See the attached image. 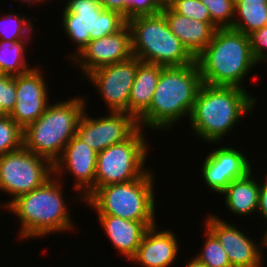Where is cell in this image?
Instances as JSON below:
<instances>
[{"mask_svg":"<svg viewBox=\"0 0 267 267\" xmlns=\"http://www.w3.org/2000/svg\"><path fill=\"white\" fill-rule=\"evenodd\" d=\"M250 95L239 87L202 84L189 116L193 134L205 143H220L254 111L257 98Z\"/></svg>","mask_w":267,"mask_h":267,"instance_id":"obj_1","label":"cell"},{"mask_svg":"<svg viewBox=\"0 0 267 267\" xmlns=\"http://www.w3.org/2000/svg\"><path fill=\"white\" fill-rule=\"evenodd\" d=\"M206 217L208 218L205 219L204 228H207L217 238L228 255L231 267L263 266L264 255L261 249L267 248L265 232L262 234L264 236L260 239L259 245L256 240L250 239L248 235L239 230L236 224H229L227 220L224 221L215 214H209Z\"/></svg>","mask_w":267,"mask_h":267,"instance_id":"obj_11","label":"cell"},{"mask_svg":"<svg viewBox=\"0 0 267 267\" xmlns=\"http://www.w3.org/2000/svg\"><path fill=\"white\" fill-rule=\"evenodd\" d=\"M25 18V14L23 15L22 13L16 14L12 12L4 14V16L0 18V40H30L32 35L30 36L29 34L34 32L35 26H33V18ZM6 27H8L10 30Z\"/></svg>","mask_w":267,"mask_h":267,"instance_id":"obj_25","label":"cell"},{"mask_svg":"<svg viewBox=\"0 0 267 267\" xmlns=\"http://www.w3.org/2000/svg\"><path fill=\"white\" fill-rule=\"evenodd\" d=\"M86 100L77 95L70 100L49 103L44 113L23 130V146L54 164L76 135L80 119L87 110Z\"/></svg>","mask_w":267,"mask_h":267,"instance_id":"obj_5","label":"cell"},{"mask_svg":"<svg viewBox=\"0 0 267 267\" xmlns=\"http://www.w3.org/2000/svg\"><path fill=\"white\" fill-rule=\"evenodd\" d=\"M23 147V129L9 116H0V156Z\"/></svg>","mask_w":267,"mask_h":267,"instance_id":"obj_27","label":"cell"},{"mask_svg":"<svg viewBox=\"0 0 267 267\" xmlns=\"http://www.w3.org/2000/svg\"><path fill=\"white\" fill-rule=\"evenodd\" d=\"M15 1V0H14ZM16 1H19V0H16ZM48 0H20L19 2H23V3H25V4H28L27 5V7L28 6H33V4H37V2L40 4V3H44V2H47ZM28 2V3H27ZM29 3H31L30 5H29Z\"/></svg>","mask_w":267,"mask_h":267,"instance_id":"obj_37","label":"cell"},{"mask_svg":"<svg viewBox=\"0 0 267 267\" xmlns=\"http://www.w3.org/2000/svg\"><path fill=\"white\" fill-rule=\"evenodd\" d=\"M185 267H207L201 261H199L195 256L192 258Z\"/></svg>","mask_w":267,"mask_h":267,"instance_id":"obj_36","label":"cell"},{"mask_svg":"<svg viewBox=\"0 0 267 267\" xmlns=\"http://www.w3.org/2000/svg\"><path fill=\"white\" fill-rule=\"evenodd\" d=\"M98 220L104 234L108 236L117 252L129 261L136 255L147 229L156 222H138L126 220L114 215L98 214Z\"/></svg>","mask_w":267,"mask_h":267,"instance_id":"obj_19","label":"cell"},{"mask_svg":"<svg viewBox=\"0 0 267 267\" xmlns=\"http://www.w3.org/2000/svg\"><path fill=\"white\" fill-rule=\"evenodd\" d=\"M265 26H267V0H235L233 29L249 36Z\"/></svg>","mask_w":267,"mask_h":267,"instance_id":"obj_23","label":"cell"},{"mask_svg":"<svg viewBox=\"0 0 267 267\" xmlns=\"http://www.w3.org/2000/svg\"><path fill=\"white\" fill-rule=\"evenodd\" d=\"M265 236H266V239H267V228H266V231H265Z\"/></svg>","mask_w":267,"mask_h":267,"instance_id":"obj_39","label":"cell"},{"mask_svg":"<svg viewBox=\"0 0 267 267\" xmlns=\"http://www.w3.org/2000/svg\"><path fill=\"white\" fill-rule=\"evenodd\" d=\"M28 41L31 42V40H0V74L22 75L34 68L29 66L26 59Z\"/></svg>","mask_w":267,"mask_h":267,"instance_id":"obj_24","label":"cell"},{"mask_svg":"<svg viewBox=\"0 0 267 267\" xmlns=\"http://www.w3.org/2000/svg\"><path fill=\"white\" fill-rule=\"evenodd\" d=\"M16 99L15 76L0 74V116L12 112Z\"/></svg>","mask_w":267,"mask_h":267,"instance_id":"obj_30","label":"cell"},{"mask_svg":"<svg viewBox=\"0 0 267 267\" xmlns=\"http://www.w3.org/2000/svg\"><path fill=\"white\" fill-rule=\"evenodd\" d=\"M53 175V164L24 146L0 156V191L12 197L1 208L7 210L14 199L43 185Z\"/></svg>","mask_w":267,"mask_h":267,"instance_id":"obj_10","label":"cell"},{"mask_svg":"<svg viewBox=\"0 0 267 267\" xmlns=\"http://www.w3.org/2000/svg\"><path fill=\"white\" fill-rule=\"evenodd\" d=\"M176 0H154V2L156 3V5L161 9H167V8H171Z\"/></svg>","mask_w":267,"mask_h":267,"instance_id":"obj_35","label":"cell"},{"mask_svg":"<svg viewBox=\"0 0 267 267\" xmlns=\"http://www.w3.org/2000/svg\"><path fill=\"white\" fill-rule=\"evenodd\" d=\"M152 169L126 183L96 187L84 203L97 214L114 215L138 222H156V201Z\"/></svg>","mask_w":267,"mask_h":267,"instance_id":"obj_6","label":"cell"},{"mask_svg":"<svg viewBox=\"0 0 267 267\" xmlns=\"http://www.w3.org/2000/svg\"><path fill=\"white\" fill-rule=\"evenodd\" d=\"M208 9L217 28H232L235 18V0H200Z\"/></svg>","mask_w":267,"mask_h":267,"instance_id":"obj_28","label":"cell"},{"mask_svg":"<svg viewBox=\"0 0 267 267\" xmlns=\"http://www.w3.org/2000/svg\"><path fill=\"white\" fill-rule=\"evenodd\" d=\"M126 23L119 12L104 9L98 0H68L63 8L62 29L77 46V52L69 53L70 61L90 40L114 34Z\"/></svg>","mask_w":267,"mask_h":267,"instance_id":"obj_9","label":"cell"},{"mask_svg":"<svg viewBox=\"0 0 267 267\" xmlns=\"http://www.w3.org/2000/svg\"><path fill=\"white\" fill-rule=\"evenodd\" d=\"M260 190H259V199H258V214L262 215L261 217L267 220V182L264 180L261 181ZM267 223V221H266Z\"/></svg>","mask_w":267,"mask_h":267,"instance_id":"obj_33","label":"cell"},{"mask_svg":"<svg viewBox=\"0 0 267 267\" xmlns=\"http://www.w3.org/2000/svg\"><path fill=\"white\" fill-rule=\"evenodd\" d=\"M96 161L97 152L75 135L66 144L60 158L53 164L54 175L60 179L63 177V171L72 174L71 177H75L72 189L78 191L79 195L75 198L84 202V199L94 190Z\"/></svg>","mask_w":267,"mask_h":267,"instance_id":"obj_14","label":"cell"},{"mask_svg":"<svg viewBox=\"0 0 267 267\" xmlns=\"http://www.w3.org/2000/svg\"><path fill=\"white\" fill-rule=\"evenodd\" d=\"M143 130L138 127L126 140L97 153L94 189L135 180L149 170L145 163L150 147Z\"/></svg>","mask_w":267,"mask_h":267,"instance_id":"obj_8","label":"cell"},{"mask_svg":"<svg viewBox=\"0 0 267 267\" xmlns=\"http://www.w3.org/2000/svg\"><path fill=\"white\" fill-rule=\"evenodd\" d=\"M205 230L202 251L195 257L207 267H231L228 255L217 238L207 228Z\"/></svg>","mask_w":267,"mask_h":267,"instance_id":"obj_26","label":"cell"},{"mask_svg":"<svg viewBox=\"0 0 267 267\" xmlns=\"http://www.w3.org/2000/svg\"><path fill=\"white\" fill-rule=\"evenodd\" d=\"M40 66L29 72L16 75V103L9 116L24 130L36 121L48 106L49 91Z\"/></svg>","mask_w":267,"mask_h":267,"instance_id":"obj_16","label":"cell"},{"mask_svg":"<svg viewBox=\"0 0 267 267\" xmlns=\"http://www.w3.org/2000/svg\"><path fill=\"white\" fill-rule=\"evenodd\" d=\"M173 35L179 39L188 52L196 59L212 41L217 27L213 23H206L189 19L172 8L161 11Z\"/></svg>","mask_w":267,"mask_h":267,"instance_id":"obj_20","label":"cell"},{"mask_svg":"<svg viewBox=\"0 0 267 267\" xmlns=\"http://www.w3.org/2000/svg\"><path fill=\"white\" fill-rule=\"evenodd\" d=\"M196 61L203 84L242 89L248 73L259 66L252 55L249 36L233 28H217Z\"/></svg>","mask_w":267,"mask_h":267,"instance_id":"obj_3","label":"cell"},{"mask_svg":"<svg viewBox=\"0 0 267 267\" xmlns=\"http://www.w3.org/2000/svg\"><path fill=\"white\" fill-rule=\"evenodd\" d=\"M108 113L106 116L93 118L85 110L76 132L97 153L126 140L139 127L131 114L112 111Z\"/></svg>","mask_w":267,"mask_h":267,"instance_id":"obj_13","label":"cell"},{"mask_svg":"<svg viewBox=\"0 0 267 267\" xmlns=\"http://www.w3.org/2000/svg\"><path fill=\"white\" fill-rule=\"evenodd\" d=\"M104 9L119 12L124 17V0H98Z\"/></svg>","mask_w":267,"mask_h":267,"instance_id":"obj_34","label":"cell"},{"mask_svg":"<svg viewBox=\"0 0 267 267\" xmlns=\"http://www.w3.org/2000/svg\"><path fill=\"white\" fill-rule=\"evenodd\" d=\"M161 11L154 0H124V19L126 21L136 16L155 15Z\"/></svg>","mask_w":267,"mask_h":267,"instance_id":"obj_31","label":"cell"},{"mask_svg":"<svg viewBox=\"0 0 267 267\" xmlns=\"http://www.w3.org/2000/svg\"><path fill=\"white\" fill-rule=\"evenodd\" d=\"M249 161L243 151L234 147H216L207 154L201 165L205 185L220 195L232 181L244 177L253 169Z\"/></svg>","mask_w":267,"mask_h":267,"instance_id":"obj_17","label":"cell"},{"mask_svg":"<svg viewBox=\"0 0 267 267\" xmlns=\"http://www.w3.org/2000/svg\"><path fill=\"white\" fill-rule=\"evenodd\" d=\"M138 58L129 59L101 67L86 77L96 86L109 111L128 113V101L137 72Z\"/></svg>","mask_w":267,"mask_h":267,"instance_id":"obj_12","label":"cell"},{"mask_svg":"<svg viewBox=\"0 0 267 267\" xmlns=\"http://www.w3.org/2000/svg\"><path fill=\"white\" fill-rule=\"evenodd\" d=\"M171 8L189 19L212 23L208 9L200 0H176Z\"/></svg>","mask_w":267,"mask_h":267,"instance_id":"obj_29","label":"cell"},{"mask_svg":"<svg viewBox=\"0 0 267 267\" xmlns=\"http://www.w3.org/2000/svg\"><path fill=\"white\" fill-rule=\"evenodd\" d=\"M252 55L257 64L267 63V26L249 35Z\"/></svg>","mask_w":267,"mask_h":267,"instance_id":"obj_32","label":"cell"},{"mask_svg":"<svg viewBox=\"0 0 267 267\" xmlns=\"http://www.w3.org/2000/svg\"><path fill=\"white\" fill-rule=\"evenodd\" d=\"M160 73L161 65L138 59L137 72L128 101V114L136 120L149 108Z\"/></svg>","mask_w":267,"mask_h":267,"instance_id":"obj_22","label":"cell"},{"mask_svg":"<svg viewBox=\"0 0 267 267\" xmlns=\"http://www.w3.org/2000/svg\"><path fill=\"white\" fill-rule=\"evenodd\" d=\"M63 183L55 175L43 185L14 199L8 211L21 222L20 239L41 238L48 234L75 229L74 221L63 199ZM67 205V206H66Z\"/></svg>","mask_w":267,"mask_h":267,"instance_id":"obj_4","label":"cell"},{"mask_svg":"<svg viewBox=\"0 0 267 267\" xmlns=\"http://www.w3.org/2000/svg\"><path fill=\"white\" fill-rule=\"evenodd\" d=\"M131 56V31L126 23L114 34L90 40L71 62L74 61L86 77L94 70L127 60Z\"/></svg>","mask_w":267,"mask_h":267,"instance_id":"obj_15","label":"cell"},{"mask_svg":"<svg viewBox=\"0 0 267 267\" xmlns=\"http://www.w3.org/2000/svg\"><path fill=\"white\" fill-rule=\"evenodd\" d=\"M127 24L131 31L132 55L140 61L164 67L184 66L196 61L173 35L161 12L133 17Z\"/></svg>","mask_w":267,"mask_h":267,"instance_id":"obj_7","label":"cell"},{"mask_svg":"<svg viewBox=\"0 0 267 267\" xmlns=\"http://www.w3.org/2000/svg\"><path fill=\"white\" fill-rule=\"evenodd\" d=\"M262 179H264L267 182V171H266V174H264Z\"/></svg>","mask_w":267,"mask_h":267,"instance_id":"obj_38","label":"cell"},{"mask_svg":"<svg viewBox=\"0 0 267 267\" xmlns=\"http://www.w3.org/2000/svg\"><path fill=\"white\" fill-rule=\"evenodd\" d=\"M202 84L197 61L184 66H161L152 102L137 119L138 126L157 132L183 122L184 116L189 118Z\"/></svg>","mask_w":267,"mask_h":267,"instance_id":"obj_2","label":"cell"},{"mask_svg":"<svg viewBox=\"0 0 267 267\" xmlns=\"http://www.w3.org/2000/svg\"><path fill=\"white\" fill-rule=\"evenodd\" d=\"M252 171L253 169L244 177L232 181L220 193L221 197H225L226 208L235 216L246 217L257 213L260 184L254 180Z\"/></svg>","mask_w":267,"mask_h":267,"instance_id":"obj_21","label":"cell"},{"mask_svg":"<svg viewBox=\"0 0 267 267\" xmlns=\"http://www.w3.org/2000/svg\"><path fill=\"white\" fill-rule=\"evenodd\" d=\"M157 229L156 224L147 229L132 263L142 267H170L175 263L179 254L178 238L170 229Z\"/></svg>","mask_w":267,"mask_h":267,"instance_id":"obj_18","label":"cell"}]
</instances>
